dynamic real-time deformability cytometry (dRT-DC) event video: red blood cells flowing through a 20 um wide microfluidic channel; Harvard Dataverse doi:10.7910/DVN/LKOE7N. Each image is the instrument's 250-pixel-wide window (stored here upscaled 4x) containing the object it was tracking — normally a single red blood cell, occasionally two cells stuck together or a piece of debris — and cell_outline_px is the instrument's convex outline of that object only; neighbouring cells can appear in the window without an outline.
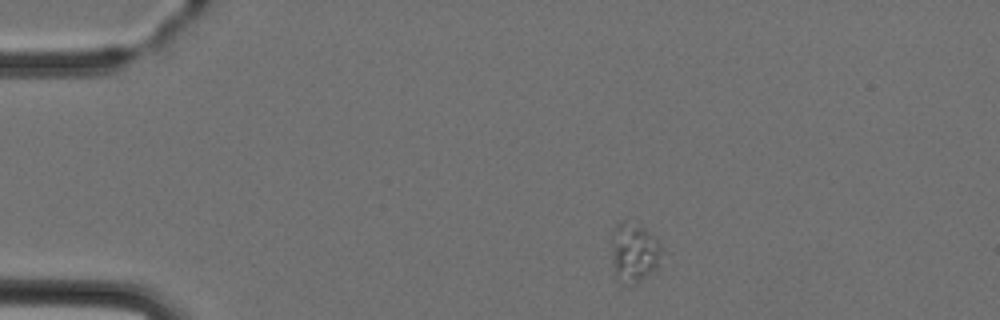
{"species": "Egyptian fruit bat (a non-hibernating species)", "species_latin": "Rousettus aegyptiacus", "temperature_condition": "cold", "stored_images_in_passage": 4, "camera_frame_rate_fps": 3000, "um_per_image_px": 0.085, "animal": {"sex": "female"}, "frame": {"image": 1, "passage_image": 1, "time_ms": 0.0, "image_size_px": [1000, 320], "cell_outline_px": [[664, 252], [656, 268], [640, 280], [632, 284], [620, 284], [612, 264], [612, 232], [616, 224], [624, 220], [640, 224], [664, 248]], "centroid_in_image_um": [53.89, 21.44], "position_along_channel_um": 31.1, "area_um2": 17.46}}